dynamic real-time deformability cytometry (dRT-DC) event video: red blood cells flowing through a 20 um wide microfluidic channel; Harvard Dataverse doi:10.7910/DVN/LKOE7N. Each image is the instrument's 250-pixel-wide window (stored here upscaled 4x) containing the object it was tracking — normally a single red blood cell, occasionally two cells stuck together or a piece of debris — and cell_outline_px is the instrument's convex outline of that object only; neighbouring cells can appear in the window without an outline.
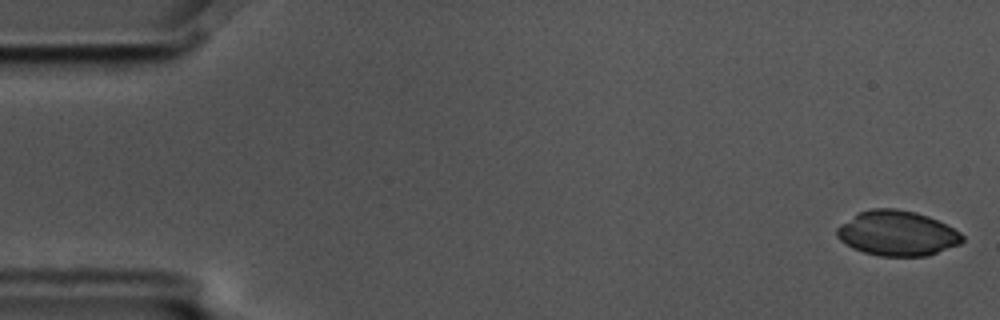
{"species": "common noctule bat (a hibernating species)", "species_latin": "Nyctalus noctula", "temperature_condition": "cold", "stored_images_in_passage": 6, "camera_frame_rate_fps": 3000, "um_per_image_px": 0.085, "animal": {"sex": "male", "body_mass_g": 17.5, "forearm_length_mm": 52.3}, "frame": {"image": 1, "passage_image": 1, "time_ms": 0.0, "image_size_px": [1000, 320], "cell_outline_px": [[964, 240], [960, 244], [924, 256], [880, 256], [864, 252], [852, 248], [840, 240], [836, 236], [836, 228], [840, 224], [860, 212], [872, 208], [896, 208], [916, 212], [928, 216], [960, 232], [964, 236]], "centroid_in_image_um": [76.24, 19.82], "position_along_channel_um": 8.8, "area_um2": 32.71}}